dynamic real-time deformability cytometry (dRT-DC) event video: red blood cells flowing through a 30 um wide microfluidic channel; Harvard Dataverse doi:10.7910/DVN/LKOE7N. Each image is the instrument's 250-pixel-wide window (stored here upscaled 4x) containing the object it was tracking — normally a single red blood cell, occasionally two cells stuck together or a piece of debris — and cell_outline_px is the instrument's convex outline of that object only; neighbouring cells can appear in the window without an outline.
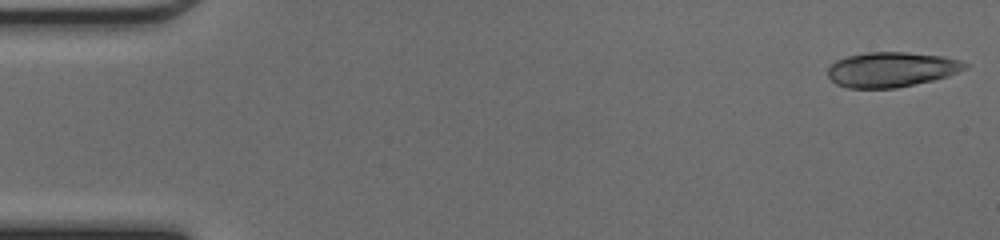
{"species": "common noctule bat (a hibernating species)", "species_latin": "Nyctalus noctula", "temperature_condition": "cold", "stored_images_in_passage": 47, "camera_frame_rate_fps": 3000, "um_per_image_px": 0.085, "animal": {"sex": "female", "body_mass_g": 17.0, "forearm_length_mm": 48.0}, "frame": {"image": 1, "passage_image": 1, "time_ms": 0.0, "image_size_px": [1000, 240], "cell_outline_px": [[972, 64], [968, 68], [948, 76], [932, 80], [896, 88], [848, 88], [836, 84], [828, 76], [828, 68], [836, 60], [848, 56], [868, 52], [908, 52], [944, 56], [960, 60]], "centroid_in_image_um": [75.82, 5.9], "position_along_channel_um": 9.2, "area_um2": 28.09}}